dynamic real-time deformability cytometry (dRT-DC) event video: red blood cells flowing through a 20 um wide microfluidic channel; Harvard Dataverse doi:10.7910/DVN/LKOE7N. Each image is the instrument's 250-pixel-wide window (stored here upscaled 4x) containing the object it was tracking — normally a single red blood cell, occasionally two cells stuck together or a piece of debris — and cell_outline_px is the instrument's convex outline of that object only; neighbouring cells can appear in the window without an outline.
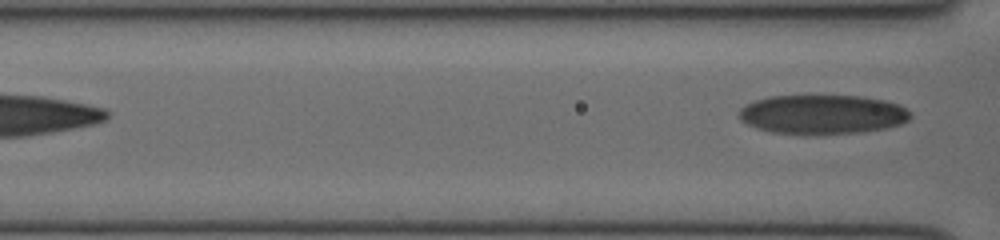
{"species": "human", "species_latin": "Homo sapiens", "temperature_condition": "cold", "stored_images_in_passage": 7, "segment_of_instrument_passage": [2, 2], "camera_frame_rate_fps": 3000, "um_per_image_px": 0.085, "donor": {"sex": "female"}, "frame": {"image": 1, "passage_image": 7, "time_ms": 2.0, "image_size_px": [1000, 240], "cell_outline_px": [[912, 116], [908, 120], [900, 124], [884, 128], [860, 132], [772, 132], [756, 128], [740, 120], [740, 108], [756, 100], [772, 96], [860, 96], [884, 100], [896, 104], [912, 112]], "centroid_in_image_um": [69.93, 9.69], "position_along_channel_um": 96.7, "area_um2": 38.15}}